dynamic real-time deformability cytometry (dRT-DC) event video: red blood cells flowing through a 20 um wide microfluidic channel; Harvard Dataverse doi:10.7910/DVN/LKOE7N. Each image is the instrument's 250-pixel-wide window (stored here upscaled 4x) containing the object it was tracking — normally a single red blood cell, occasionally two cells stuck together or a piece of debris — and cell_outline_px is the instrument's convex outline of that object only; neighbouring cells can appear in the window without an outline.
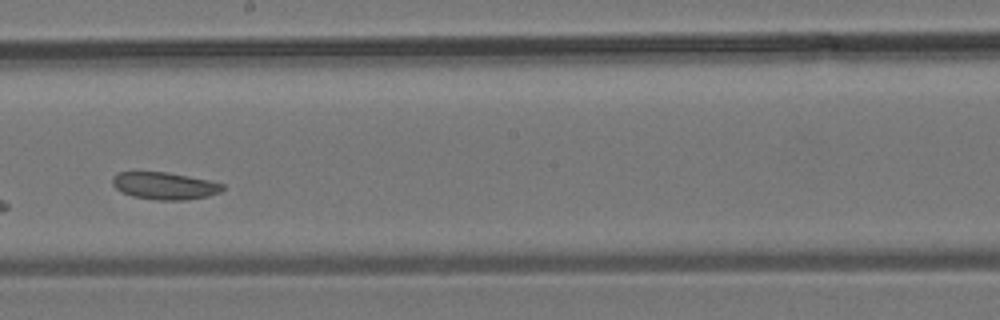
{"species": "common noctule bat (a hibernating species)", "species_latin": "Nyctalus noctula", "temperature_condition": "room temperature", "stored_images_in_passage": 28, "camera_frame_rate_fps": 3000, "um_per_image_px": 0.085, "animal": {"sex": "male", "body_mass_g": 19.2, "forearm_length_mm": 51.8}, "frame": {"image": 1, "passage_image": 13, "time_ms": 4.0, "image_size_px": [1000, 320], "cell_outline_px": [[224, 188], [220, 192], [208, 196], [184, 200], [156, 200], [132, 196], [116, 188], [112, 184], [112, 176], [116, 172], [168, 172], [208, 180], [224, 184]], "centroid_in_image_um": [13.98, 15.79], "position_along_channel_um": 234.2, "area_um2": 17.46}}